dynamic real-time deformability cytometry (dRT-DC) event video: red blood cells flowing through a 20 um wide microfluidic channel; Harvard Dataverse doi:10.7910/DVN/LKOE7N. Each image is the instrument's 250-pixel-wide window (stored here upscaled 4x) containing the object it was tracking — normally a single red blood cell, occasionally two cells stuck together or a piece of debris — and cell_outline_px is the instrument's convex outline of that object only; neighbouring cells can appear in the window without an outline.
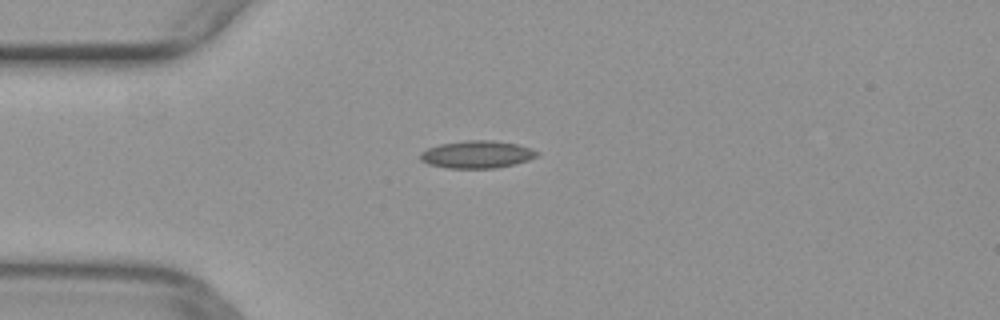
{"species": "common noctule bat (a hibernating species)", "species_latin": "Nyctalus noctula", "temperature_condition": "warm", "stored_images_in_passage": 38, "camera_frame_rate_fps": 3000, "um_per_image_px": 0.085, "animal": {"sex": "female", "body_mass_g": 29.2, "forearm_length_mm": 56.3}, "frame": {"image": 1, "passage_image": 1, "time_ms": 0.0, "image_size_px": [1000, 320], "cell_outline_px": [[540, 152], [536, 156], [528, 160], [516, 164], [496, 168], [448, 168], [428, 164], [420, 160], [420, 152], [428, 148], [440, 144], [468, 140], [492, 140], [516, 144], [532, 148]], "centroid_in_image_um": [40.55, 13.13], "position_along_channel_um": 44.5, "area_um2": 18.73}}
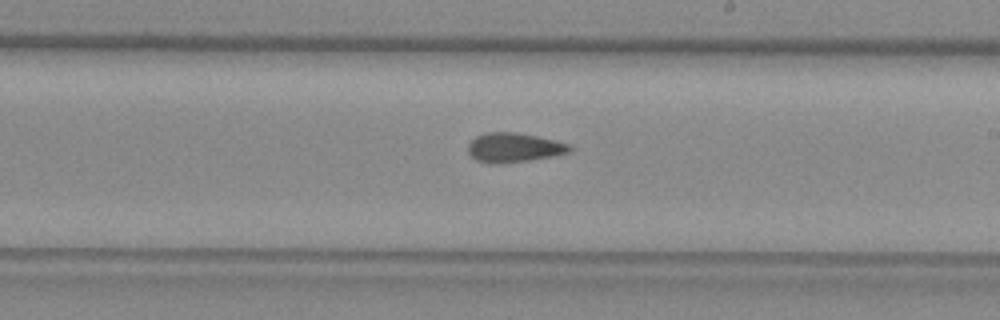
{"frame": {"image": 2, "passage_image": 17, "time_ms": 5.333, "image_size_px": [1000, 320], "cell_outline_px": [[572, 148], [568, 152], [552, 156], [528, 160], [496, 164], [488, 164], [476, 160], [468, 152], [468, 144], [476, 136], [484, 132], [516, 132], [556, 140], [568, 144]], "centroid_in_image_um": [43.64, 12.54], "position_along_channel_um": 245.4, "area_um2": 17.34}}
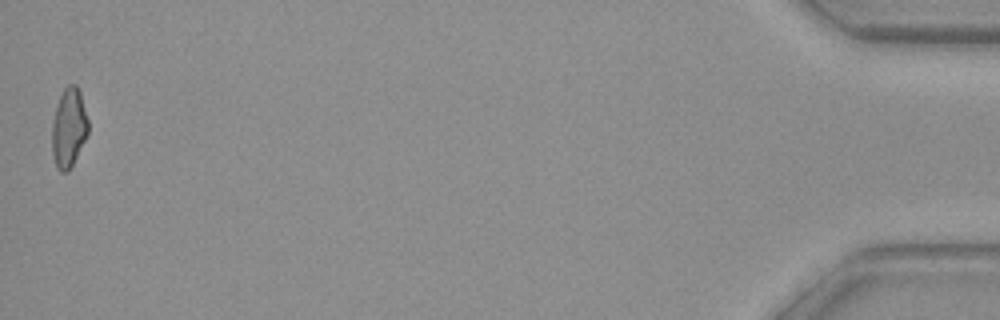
{"frame": {"image": 3, "passage_image": 38, "time_ms": 12.333, "image_size_px": [1000, 320], "cell_outline_px": [[88, 132], [68, 172], [60, 172], [56, 168], [52, 152], [52, 120], [56, 104], [64, 88], [68, 84], [76, 84], [80, 92], [88, 120]], "centroid_in_image_um": [5.82, 10.84], "position_along_channel_um": 429.4, "area_um2": 16.65}}